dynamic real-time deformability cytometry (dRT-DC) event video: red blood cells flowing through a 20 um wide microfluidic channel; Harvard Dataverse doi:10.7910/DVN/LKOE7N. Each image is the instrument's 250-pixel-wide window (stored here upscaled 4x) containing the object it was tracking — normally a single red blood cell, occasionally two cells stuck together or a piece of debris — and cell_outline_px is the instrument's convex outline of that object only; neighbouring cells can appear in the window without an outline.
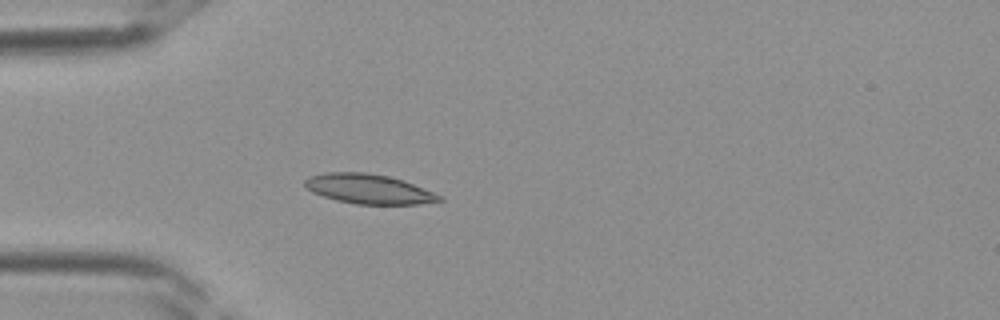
{"species": "Egyptian fruit bat (a non-hibernating species)", "species_latin": "Rousettus aegyptiacus", "temperature_condition": "room temperature", "stored_images_in_passage": 36, "camera_frame_rate_fps": 3000, "um_per_image_px": 0.085, "frame": {"image": 1, "passage_image": 10, "time_ms": 3.0, "image_size_px": [1000, 320], "cell_outline_px": [[444, 200], [420, 204], [356, 204], [336, 200], [312, 192], [304, 188], [304, 180], [308, 176], [324, 172], [368, 172], [388, 176], [404, 180], [444, 196]], "centroid_in_image_um": [31.34, 16.05], "position_along_channel_um": 53.7, "area_um2": 23.52}}
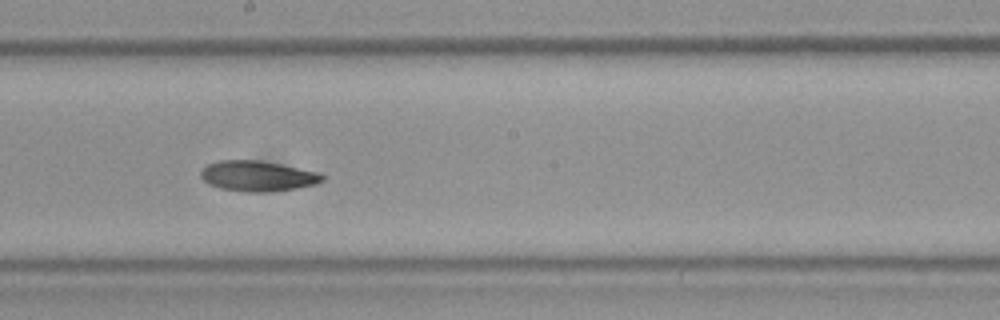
{"frame": {"image": 2, "passage_image": 20, "time_ms": 6.333, "image_size_px": [1000, 320], "cell_outline_px": [[324, 180], [316, 184], [296, 188], [264, 192], [244, 192], [220, 188], [208, 184], [200, 176], [200, 172], [208, 164], [220, 160], [260, 160], [320, 172], [324, 176]], "centroid_in_image_um": [21.9, 14.96], "position_along_channel_um": 226.3, "area_um2": 21.56}}
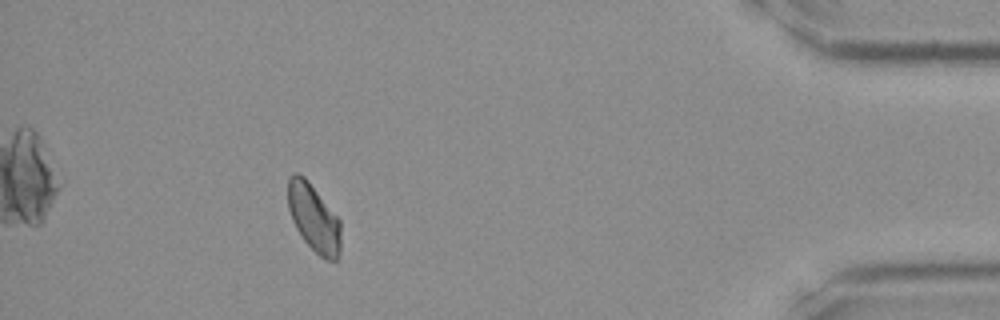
{"frame": {"image": 3, "passage_image": 33, "time_ms": 10.667, "image_size_px": [1000, 320], "cell_outline_px": [[340, 256], [336, 260], [328, 260], [320, 256], [304, 240], [296, 228], [292, 220], [288, 208], [288, 176], [292, 172], [300, 172], [308, 180], [340, 220]], "centroid_in_image_um": [26.65, 18.49], "position_along_channel_um": 408.5, "area_um2": 20.87}}